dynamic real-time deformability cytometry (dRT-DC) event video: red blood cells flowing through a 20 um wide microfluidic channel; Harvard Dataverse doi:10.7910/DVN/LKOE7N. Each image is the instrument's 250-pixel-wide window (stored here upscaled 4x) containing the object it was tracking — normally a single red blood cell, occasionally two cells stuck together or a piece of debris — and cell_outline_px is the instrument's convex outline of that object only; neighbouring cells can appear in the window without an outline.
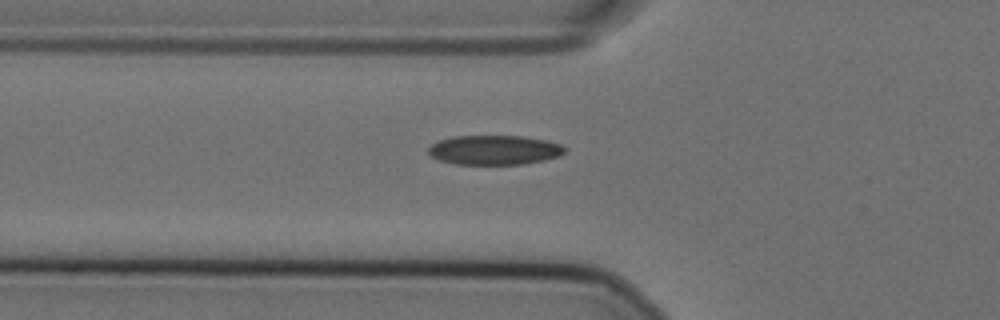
{"species": "Egyptian fruit bat (a non-hibernating species)", "species_latin": "Rousettus aegyptiacus", "temperature_condition": "cold", "stored_images_in_passage": 36, "camera_frame_rate_fps": 3000, "um_per_image_px": 0.085, "animal": {"sex": "female"}, "frame": {"image": 1, "passage_image": 2, "time_ms": 0.333, "image_size_px": [1000, 320], "cell_outline_px": [[564, 152], [560, 156], [544, 160], [524, 164], [456, 164], [440, 160], [432, 156], [428, 152], [428, 148], [432, 144], [440, 140], [456, 136], [520, 136], [548, 140], [560, 144], [564, 148]], "centroid_in_image_um": [42.04, 12.75], "position_along_channel_um": 83.8, "area_um2": 23.29}}
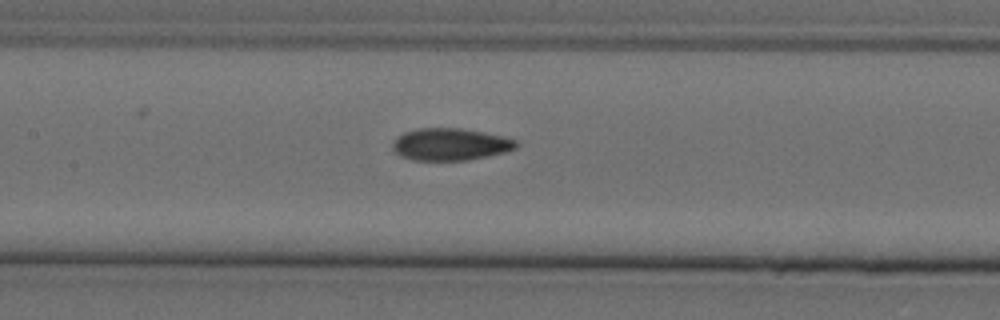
{"frame": {"image": 2, "passage_image": 9, "time_ms": 2.667, "image_size_px": [1000, 320], "cell_outline_px": [[520, 144], [516, 148], [504, 152], [468, 160], [412, 160], [400, 156], [392, 148], [392, 144], [404, 132], [416, 128], [460, 128], [484, 132], [504, 136], [516, 140]], "centroid_in_image_um": [38.3, 12.26], "position_along_channel_um": 169.1, "area_um2": 23.12}}
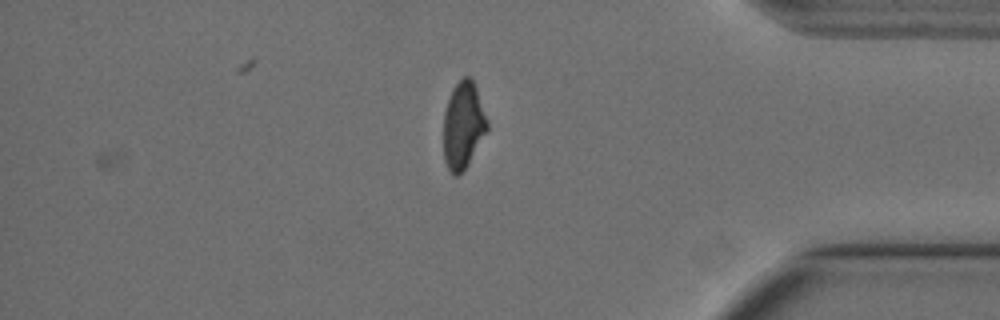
{"frame": {"image": 3, "passage_image": 30, "time_ms": 9.667, "image_size_px": [1000, 320], "cell_outline_px": [[488, 128], [464, 168], [456, 176], [452, 176], [444, 160], [444, 112], [452, 88], [464, 76], [468, 76], [472, 80], [476, 88], [488, 120]], "centroid_in_image_um": [39.35, 10.62], "position_along_channel_um": 395.8, "area_um2": 21.62}}